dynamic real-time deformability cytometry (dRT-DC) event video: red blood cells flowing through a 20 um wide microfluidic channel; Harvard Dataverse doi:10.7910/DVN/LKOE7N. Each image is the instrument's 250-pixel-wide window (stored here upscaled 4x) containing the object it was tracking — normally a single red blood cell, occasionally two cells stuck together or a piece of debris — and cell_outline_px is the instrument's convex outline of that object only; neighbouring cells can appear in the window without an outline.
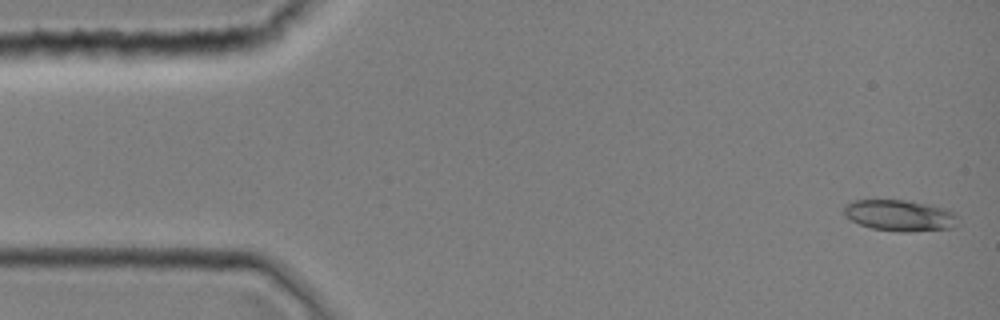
{"species": "common noctule bat (a hibernating species)", "species_latin": "Nyctalus noctula", "temperature_condition": "room temperature", "stored_images_in_passage": 4, "camera_frame_rate_fps": 3000, "um_per_image_px": 0.085, "animal": {"sex": "female", "body_mass_g": 19.0, "forearm_length_mm": 51.5}, "frame": {"image": 1, "passage_image": 1, "time_ms": 0.0, "image_size_px": [1000, 320], "cell_outline_px": [[960, 224], [952, 228], [912, 232], [900, 232], [872, 228], [860, 224], [844, 216], [844, 204], [852, 200], [904, 200], [932, 204], [948, 208], [956, 212], [960, 216]], "centroid_in_image_um": [76.58, 18.31], "position_along_channel_um": 8.4, "area_um2": 21.39}}